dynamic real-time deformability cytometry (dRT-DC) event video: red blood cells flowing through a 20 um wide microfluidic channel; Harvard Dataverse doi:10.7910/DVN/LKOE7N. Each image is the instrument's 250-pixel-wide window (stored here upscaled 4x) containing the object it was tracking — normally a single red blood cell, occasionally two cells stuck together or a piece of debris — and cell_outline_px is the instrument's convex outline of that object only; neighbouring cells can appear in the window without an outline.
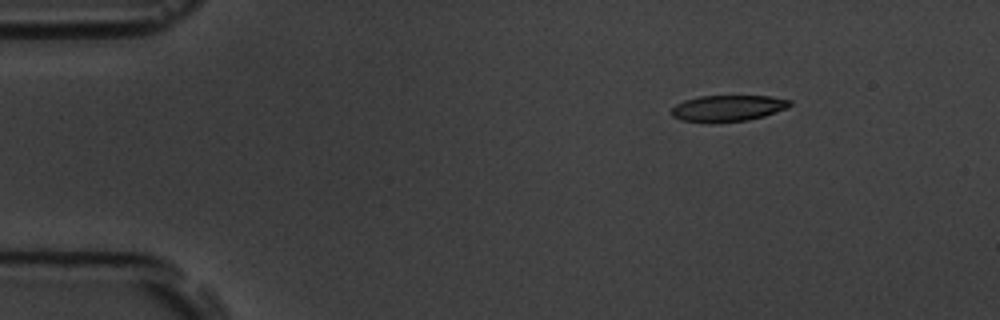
{"species": "common noctule bat (a hibernating species)", "species_latin": "Nyctalus noctula", "temperature_condition": "room temperature", "stored_images_in_passage": 6, "camera_frame_rate_fps": 3000, "um_per_image_px": 0.085, "animal": {"sex": "male", "body_mass_g": 19.5, "forearm_length_mm": 54.6}, "frame": {"image": 1, "passage_image": 2, "time_ms": 2.333, "image_size_px": [1000, 320], "cell_outline_px": [[792, 104], [788, 108], [764, 116], [748, 120], [712, 124], [680, 120], [672, 116], [672, 108], [676, 104], [684, 100], [700, 96], [768, 96], [792, 100]], "centroid_in_image_um": [61.86, 9.22], "position_along_channel_um": 23.1, "area_um2": 18.44}}
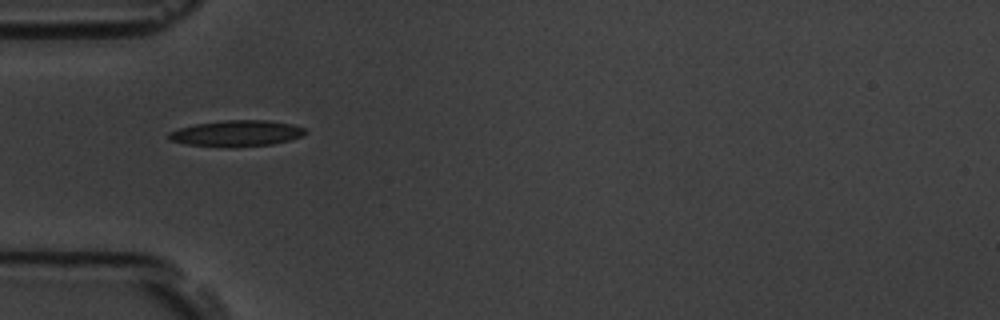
{"frame": {"image": 2, "passage_image": 5, "time_ms": 5.667, "image_size_px": [1000, 320], "cell_outline_px": [[308, 132], [300, 136], [288, 140], [272, 144], [232, 148], [220, 148], [184, 144], [168, 140], [168, 132], [180, 128], [196, 124], [224, 120], [268, 120], [292, 124], [304, 128]], "centroid_in_image_um": [20.06, 11.35], "position_along_channel_um": 64.9, "area_um2": 21.04}}
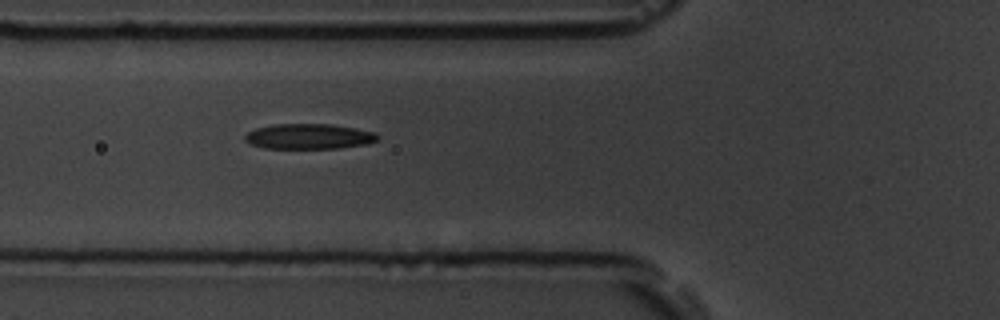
{"frame": {"image": 3, "passage_image": 6, "time_ms": 6.667, "image_size_px": [1000, 320], "cell_outline_px": [[380, 140], [368, 144], [340, 148], [264, 148], [252, 144], [244, 140], [244, 136], [248, 132], [256, 128], [272, 124], [332, 124], [376, 132], [380, 136]], "centroid_in_image_um": [26.31, 11.59], "position_along_channel_um": 99.5, "area_um2": 19.71}}